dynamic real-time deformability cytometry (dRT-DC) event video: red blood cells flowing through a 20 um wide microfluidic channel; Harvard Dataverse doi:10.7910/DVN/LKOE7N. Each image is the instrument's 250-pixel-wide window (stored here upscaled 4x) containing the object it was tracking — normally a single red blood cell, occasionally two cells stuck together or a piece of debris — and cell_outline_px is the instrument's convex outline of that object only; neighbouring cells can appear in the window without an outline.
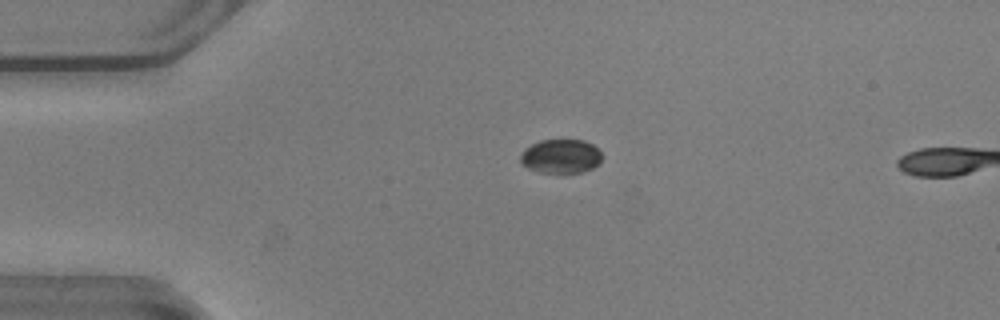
{"species": "common noctule bat (a hibernating species)", "species_latin": "Nyctalus noctula", "temperature_condition": "warm", "stored_images_in_passage": 8, "camera_frame_rate_fps": 3000, "um_per_image_px": 0.085, "animal": {"sex": "male", "body_mass_g": 20.5, "forearm_length_mm": 52.5}, "frame": {"image": 1, "passage_image": 7, "time_ms": 2.0, "image_size_px": [1000, 320], "cell_outline_px": [[600, 164], [584, 172], [540, 172], [528, 168], [520, 160], [520, 156], [524, 148], [540, 140], [584, 140], [592, 144], [600, 152]], "centroid_in_image_um": [47.67, 13.27], "position_along_channel_um": 37.3, "area_um2": 16.01}}